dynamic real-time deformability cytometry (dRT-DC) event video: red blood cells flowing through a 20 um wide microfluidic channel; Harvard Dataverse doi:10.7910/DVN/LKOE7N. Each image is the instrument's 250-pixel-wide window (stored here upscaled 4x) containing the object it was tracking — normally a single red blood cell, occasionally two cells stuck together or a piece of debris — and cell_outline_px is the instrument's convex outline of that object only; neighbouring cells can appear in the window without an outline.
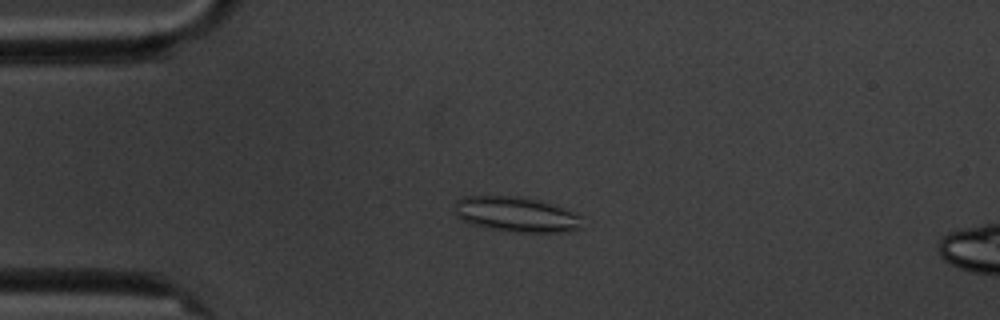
{"species": "common noctule bat (a hibernating species)", "species_latin": "Nyctalus noctula", "temperature_condition": "cold", "stored_images_in_passage": 4, "camera_frame_rate_fps": 3000, "um_per_image_px": 0.085, "animal": {"sex": "male", "body_mass_g": 20.1, "forearm_length_mm": 53.5}, "frame": {"image": 1, "passage_image": 3, "time_ms": 3.333, "image_size_px": [1000, 320], "cell_outline_px": [[580, 228], [568, 232], [512, 232], [484, 228], [468, 224], [456, 216], [456, 200], [460, 196], [524, 196], [540, 200], [572, 212], [580, 216]], "centroid_in_image_um": [43.81, 18.22], "position_along_channel_um": 41.2, "area_um2": 26.3}}